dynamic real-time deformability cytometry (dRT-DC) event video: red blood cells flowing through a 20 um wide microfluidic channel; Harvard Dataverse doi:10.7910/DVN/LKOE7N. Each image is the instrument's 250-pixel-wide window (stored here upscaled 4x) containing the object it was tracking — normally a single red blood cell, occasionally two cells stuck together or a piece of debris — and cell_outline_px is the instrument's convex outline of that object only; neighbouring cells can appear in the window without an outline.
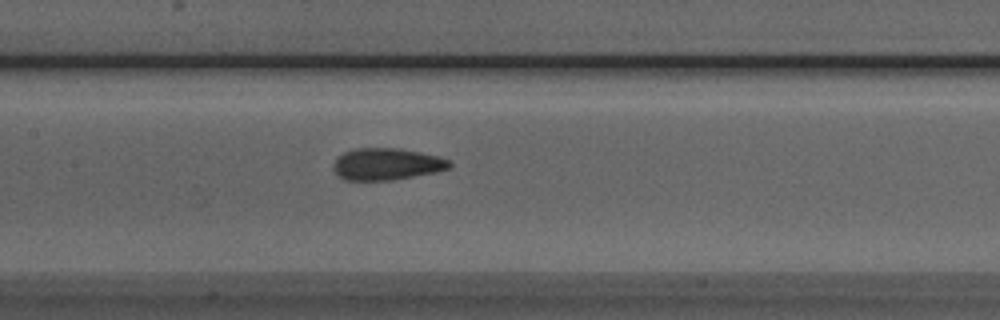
{"species": "Egyptian fruit bat (a non-hibernating species)", "species_latin": "Rousettus aegyptiacus", "temperature_condition": "room temperature", "stored_images_in_passage": 25, "camera_frame_rate_fps": 3000, "um_per_image_px": 0.085, "animal": {"sex": "male"}, "frame": {"image": 1, "passage_image": 24, "time_ms": 7.667, "image_size_px": [1000, 320], "cell_outline_px": [[452, 164], [448, 168], [436, 172], [388, 180], [344, 180], [336, 172], [336, 160], [344, 152], [356, 148], [396, 148], [420, 152], [440, 156], [452, 160]], "centroid_in_image_um": [32.93, 13.94], "position_along_channel_um": 174.5, "area_um2": 21.21}}